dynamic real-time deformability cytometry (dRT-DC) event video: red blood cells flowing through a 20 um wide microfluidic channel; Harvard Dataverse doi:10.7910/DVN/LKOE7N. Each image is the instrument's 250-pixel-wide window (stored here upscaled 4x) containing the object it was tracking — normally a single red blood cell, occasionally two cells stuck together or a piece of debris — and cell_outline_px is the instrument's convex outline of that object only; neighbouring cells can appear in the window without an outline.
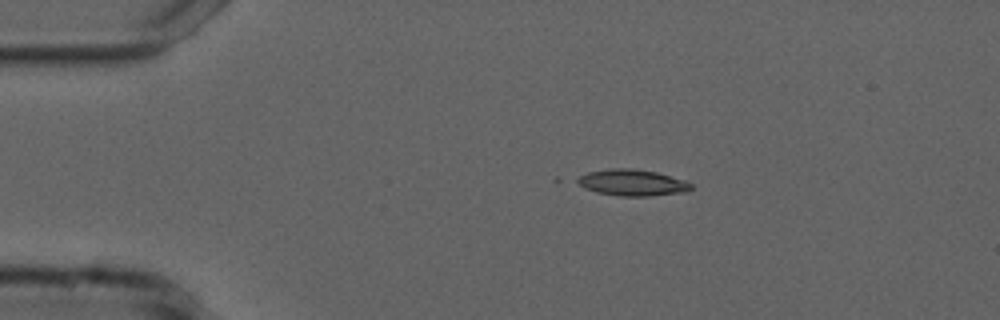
{"species": "common noctule bat (a hibernating species)", "species_latin": "Nyctalus noctula", "temperature_condition": "cold", "stored_images_in_passage": 19, "camera_frame_rate_fps": 3000, "um_per_image_px": 0.085, "animal": {"sex": "male", "forearm_length_mm": 52.5}, "frame": {"image": 1, "passage_image": 1, "time_ms": 0.0, "image_size_px": [1000, 320], "cell_outline_px": [[692, 188], [684, 192], [648, 196], [620, 196], [596, 192], [584, 188], [572, 180], [588, 172], [608, 168], [632, 168], [656, 172], [684, 180], [692, 184]], "centroid_in_image_um": [53.68, 15.52], "position_along_channel_um": 31.3, "area_um2": 17.51}}
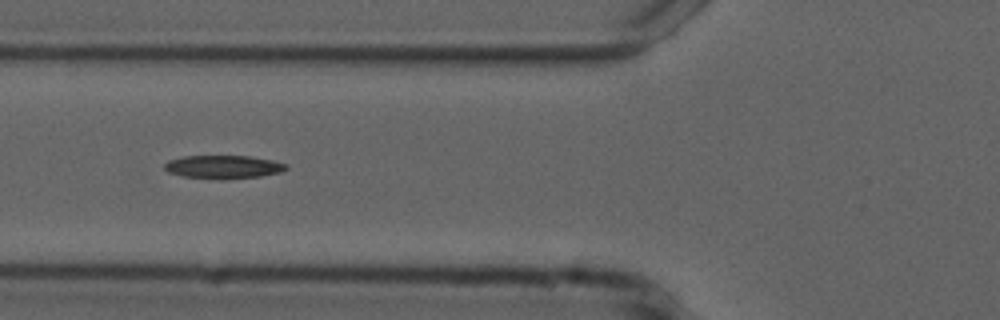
{"frame": {"image": 2, "passage_image": 11, "time_ms": 3.333, "image_size_px": [1000, 320], "cell_outline_px": [[288, 168], [280, 172], [260, 176], [220, 180], [184, 176], [168, 172], [164, 168], [164, 164], [168, 160], [184, 156], [248, 156], [272, 160], [288, 164]], "centroid_in_image_um": [18.98, 14.19], "position_along_channel_um": 106.8, "area_um2": 16.53}}
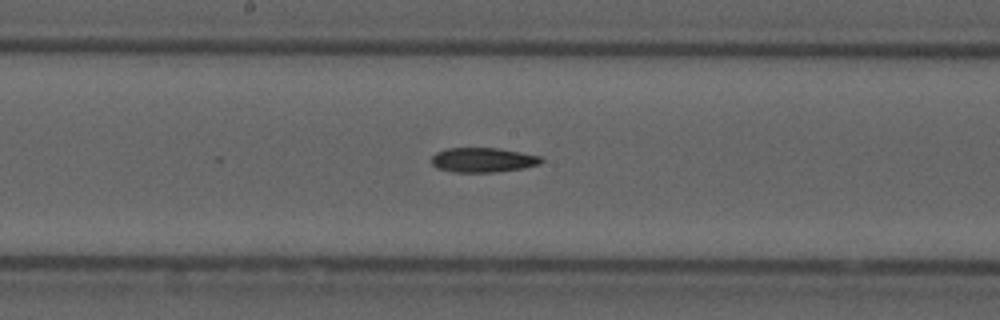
{"frame": {"image": 3, "passage_image": 19, "time_ms": 6.0, "image_size_px": [1000, 320], "cell_outline_px": [[544, 160], [540, 164], [524, 168], [492, 172], [456, 172], [436, 168], [432, 164], [432, 156], [436, 152], [448, 148], [496, 148], [520, 152], [540, 156]], "centroid_in_image_um": [41.05, 13.59], "position_along_channel_um": 207.2, "area_um2": 15.66}}